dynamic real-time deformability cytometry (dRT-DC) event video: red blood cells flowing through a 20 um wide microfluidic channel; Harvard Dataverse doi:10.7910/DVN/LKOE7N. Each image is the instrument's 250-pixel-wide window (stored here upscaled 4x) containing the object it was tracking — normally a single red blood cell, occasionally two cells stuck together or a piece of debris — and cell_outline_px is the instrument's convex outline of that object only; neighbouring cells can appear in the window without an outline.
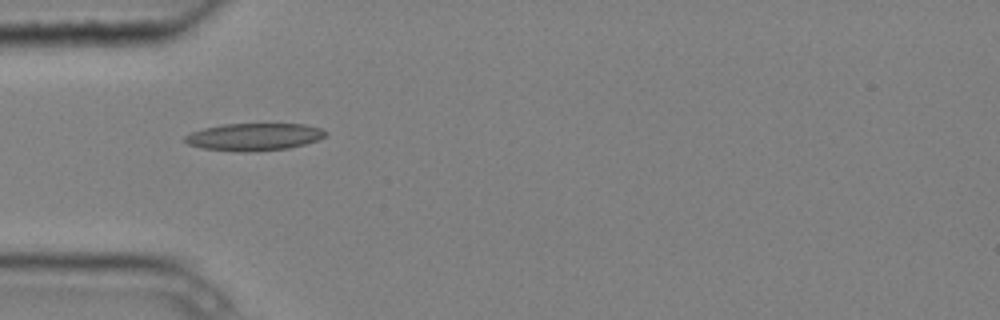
{"species": "common noctule bat (a hibernating species)", "species_latin": "Nyctalus noctula", "temperature_condition": "cold", "stored_images_in_passage": 1, "camera_frame_rate_fps": 3000, "um_per_image_px": 0.085, "animal": {"sex": "male", "body_mass_g": 20.4}, "frame": {"image": 1, "passage_image": 1, "time_ms": 0.0, "image_size_px": [1000, 320], "cell_outline_px": [[328, 132], [324, 136], [316, 140], [304, 144], [288, 148], [248, 152], [236, 152], [204, 148], [188, 144], [184, 140], [184, 136], [192, 132], [204, 128], [224, 124], [304, 124], [320, 128]], "centroid_in_image_um": [21.58, 11.63], "position_along_channel_um": 63.4, "area_um2": 22.25}}